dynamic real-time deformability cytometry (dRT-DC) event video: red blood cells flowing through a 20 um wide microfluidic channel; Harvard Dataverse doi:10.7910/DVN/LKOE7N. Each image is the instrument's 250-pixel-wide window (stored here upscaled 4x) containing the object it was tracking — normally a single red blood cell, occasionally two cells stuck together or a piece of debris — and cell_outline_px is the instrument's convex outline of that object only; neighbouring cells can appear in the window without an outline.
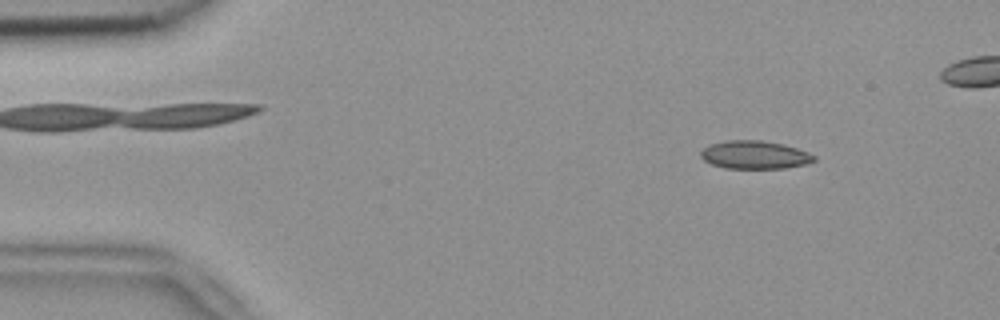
{"species": "common noctule bat (a hibernating species)", "species_latin": "Nyctalus noctula", "temperature_condition": "room temperature", "stored_images_in_passage": 49, "camera_frame_rate_fps": 3000, "um_per_image_px": 0.085, "animal": {"sex": "female", "body_mass_g": 18.4}, "frame": {"image": 1, "passage_image": 7, "time_ms": 2.0, "image_size_px": [1000, 320], "cell_outline_px": [[816, 160], [804, 164], [784, 168], [724, 168], [712, 164], [704, 160], [700, 156], [700, 152], [708, 144], [724, 140], [760, 140], [784, 144], [808, 152], [816, 156]], "centroid_in_image_um": [64.12, 13.15], "position_along_channel_um": 20.9, "area_um2": 18.61}}
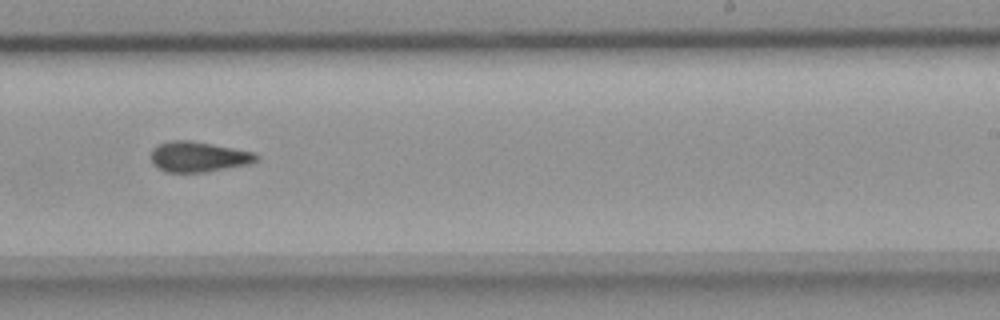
{"frame": {"image": 2, "passage_image": 33, "time_ms": 10.667, "image_size_px": [1000, 320], "cell_outline_px": [[260, 156], [256, 160], [248, 164], [204, 172], [164, 172], [152, 164], [152, 148], [168, 140], [188, 140], [212, 144], [256, 152]], "centroid_in_image_um": [16.85, 13.32], "position_along_channel_um": 272.1, "area_um2": 18.61}}
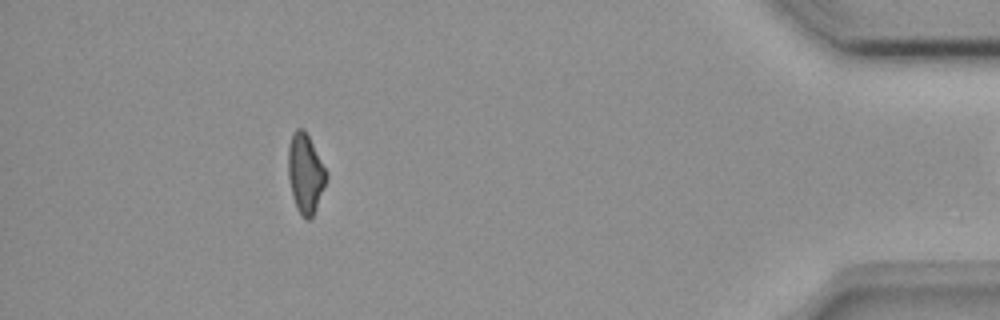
{"frame": {"image": 3, "passage_image": 48, "time_ms": 15.667, "image_size_px": [1000, 320], "cell_outline_px": [[328, 176], [316, 208], [312, 216], [308, 220], [304, 220], [300, 216], [296, 208], [292, 196], [288, 176], [288, 148], [292, 132], [296, 128], [304, 128], [328, 172]], "centroid_in_image_um": [25.95, 14.74], "position_along_channel_um": 409.3, "area_um2": 17.86}}